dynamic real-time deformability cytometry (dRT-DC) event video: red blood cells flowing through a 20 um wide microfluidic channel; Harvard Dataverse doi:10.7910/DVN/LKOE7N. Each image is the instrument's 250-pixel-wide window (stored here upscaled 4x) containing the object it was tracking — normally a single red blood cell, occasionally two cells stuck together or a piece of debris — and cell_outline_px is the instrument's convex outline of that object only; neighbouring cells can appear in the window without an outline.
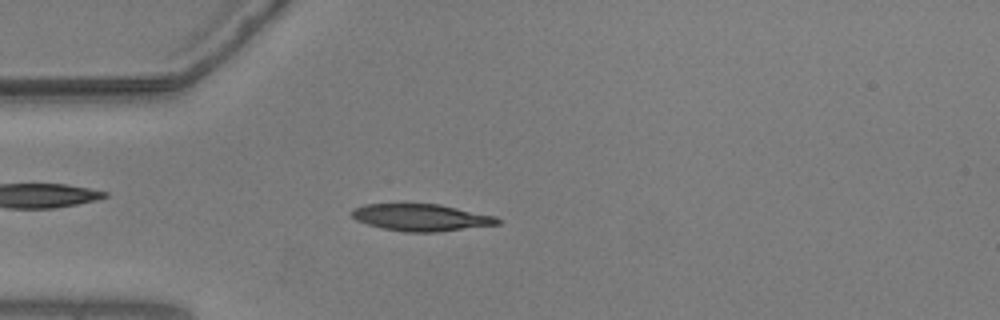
{"species": "common noctule bat (a hibernating species)", "species_latin": "Nyctalus noctula", "temperature_condition": "warm", "stored_images_in_passage": 54, "camera_frame_rate_fps": 3000, "um_per_image_px": 0.085, "animal": {"sex": "male", "body_mass_g": 20.5, "forearm_length_mm": 52.5}, "frame": {"image": 1, "passage_image": 14, "time_ms": 4.333, "image_size_px": [1000, 320], "cell_outline_px": [[500, 224], [436, 232], [404, 232], [384, 228], [368, 224], [356, 220], [348, 212], [352, 208], [364, 204], [440, 204], [496, 216], [500, 220]], "centroid_in_image_um": [35.78, 18.48], "position_along_channel_um": 49.2, "area_um2": 22.95}}
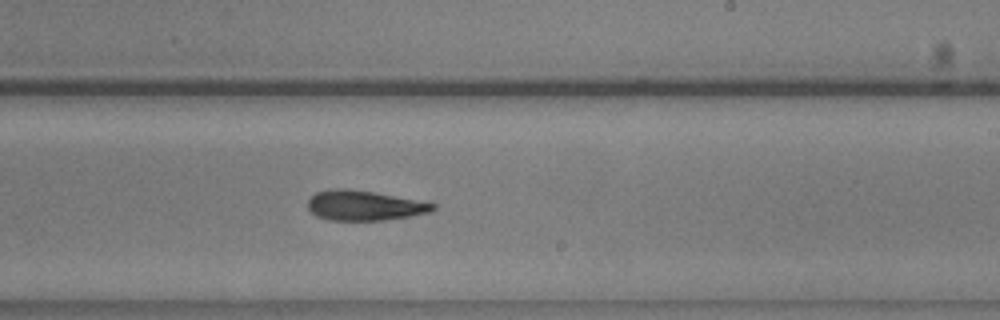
{"frame": {"image": 2, "passage_image": 32, "time_ms": 10.333, "image_size_px": [1000, 320], "cell_outline_px": [[436, 208], [428, 212], [408, 216], [384, 220], [328, 220], [316, 216], [308, 208], [308, 200], [316, 192], [332, 188], [340, 188], [372, 192], [436, 204]], "centroid_in_image_um": [30.9, 17.47], "position_along_channel_um": 258.1, "area_um2": 21.39}}
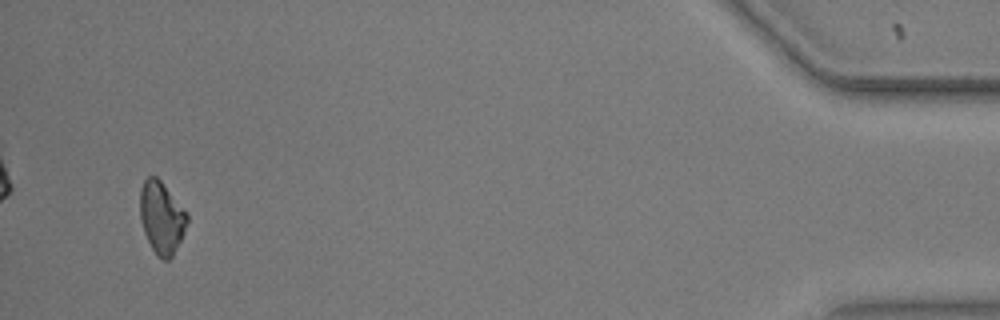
{"frame": {"image": 3, "passage_image": 52, "time_ms": 17.0, "image_size_px": [1000, 320], "cell_outline_px": [[188, 220], [184, 232], [172, 256], [168, 260], [164, 260], [156, 256], [144, 232], [140, 220], [140, 188], [144, 180], [148, 176], [156, 176], [160, 180], [188, 212]], "centroid_in_image_um": [13.73, 18.48], "position_along_channel_um": 421.5, "area_um2": 19.83}, "authors_computed_cell_mechanics": {"area_um2": 21.9062, "velocity_mm_per_s": 3.6516, "shape_relaxation_time_tau1_ms": 10.2245, "shape_relaxation_time_tau2_ms": null, "deformation_change_tau1": 0.1993, "deformation_change_tau2": null}}